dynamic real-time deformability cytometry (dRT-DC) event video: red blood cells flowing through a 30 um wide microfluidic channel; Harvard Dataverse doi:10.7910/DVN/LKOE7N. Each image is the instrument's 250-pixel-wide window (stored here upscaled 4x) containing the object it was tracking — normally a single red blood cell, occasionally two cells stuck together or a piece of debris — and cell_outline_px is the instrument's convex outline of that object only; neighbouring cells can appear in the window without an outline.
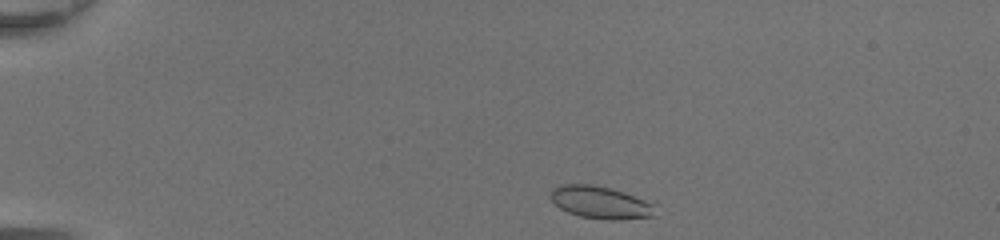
{"species": "common noctule bat (a hibernating species)", "species_latin": "Nyctalus noctula", "temperature_condition": "room temperature", "stored_images_in_passage": 39, "camera_frame_rate_fps": 3000, "um_per_image_px": 0.085, "animal": {"sex": "female", "body_mass_g": 20.0, "forearm_length_mm": 54.0}, "frame": {"image": 1, "passage_image": 1, "time_ms": 0.0, "image_size_px": [1000, 240], "cell_outline_px": [[656, 216], [620, 220], [608, 220], [580, 216], [568, 212], [560, 208], [548, 196], [552, 188], [564, 184], [592, 184], [624, 192], [644, 200], [652, 204]], "centroid_in_image_um": [51.0, 17.21], "position_along_channel_um": 34.0, "area_um2": 19.65}}
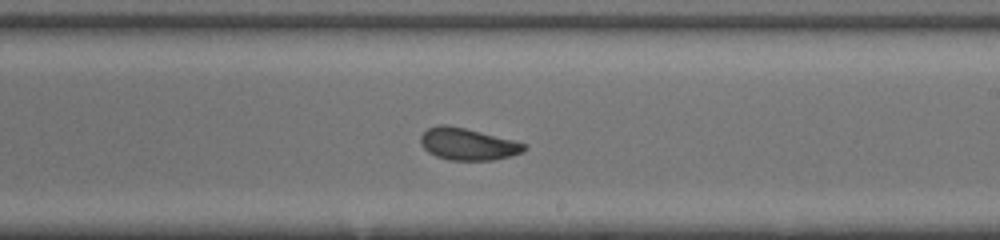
{"frame": {"image": 2, "passage_image": 21, "time_ms": 6.667, "image_size_px": [1000, 240], "cell_outline_px": [[528, 148], [520, 152], [508, 156], [492, 160], [448, 160], [436, 156], [428, 152], [420, 144], [420, 136], [428, 128], [440, 124], [444, 124], [464, 128], [512, 140], [524, 144]], "centroid_in_image_um": [39.69, 12.25], "position_along_channel_um": 249.3, "area_um2": 18.96}}
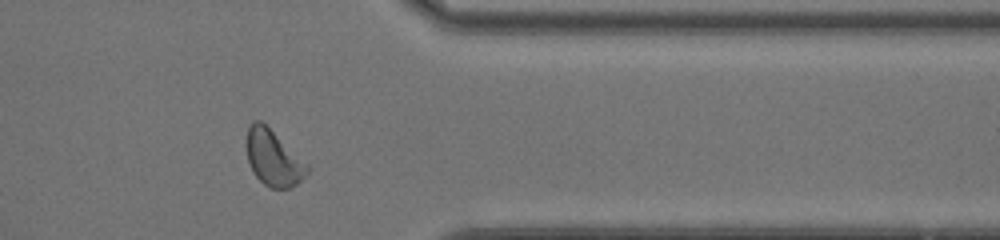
{"frame": {"image": 3, "passage_image": 31, "time_ms": 10.0, "image_size_px": [1000, 240], "cell_outline_px": [[308, 172], [296, 184], [288, 188], [272, 188], [264, 184], [252, 172], [248, 160], [244, 144], [244, 140], [248, 128], [252, 120], [260, 120], [308, 164]], "centroid_in_image_um": [23.17, 13.41], "position_along_channel_um": 388.2, "area_um2": 19.65}, "authors_computed_cell_mechanics": {"area_um2": 19.4786, "velocity_mm_per_s": 4.3817, "shape_relaxation_time_tau1_ms": 4.583, "shape_relaxation_time_tau2_ms": 1.1976, "deformation_change_tau1": 0.1282, "deformation_change_tau2": 0.0627}}